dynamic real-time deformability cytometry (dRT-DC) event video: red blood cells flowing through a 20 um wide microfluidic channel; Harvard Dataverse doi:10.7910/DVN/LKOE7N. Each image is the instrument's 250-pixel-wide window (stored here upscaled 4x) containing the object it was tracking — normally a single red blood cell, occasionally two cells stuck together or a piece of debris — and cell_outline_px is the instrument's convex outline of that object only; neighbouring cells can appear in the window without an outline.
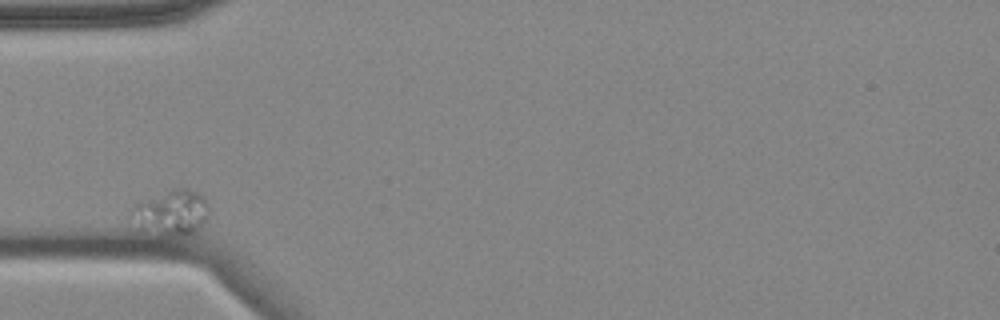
{"species": "common noctule bat (a hibernating species)", "species_latin": "Nyctalus noctula", "temperature_condition": "cold", "stored_images_in_passage": 2, "camera_frame_rate_fps": 3000, "um_per_image_px": 0.085, "animal": {"sex": "female", "body_mass_g": 18.4}, "frame": {"image": 1, "passage_image": 1, "time_ms": 0.0, "image_size_px": [1000, 320], "cell_outline_px": [[208, 216], [192, 232], [176, 236], [160, 236], [144, 232], [140, 228], [136, 208], [136, 204], [140, 200], [172, 188], [188, 188], [204, 196], [208, 204]], "centroid_in_image_um": [14.63, 18.04], "position_along_channel_um": 70.4, "area_um2": 19.83}}